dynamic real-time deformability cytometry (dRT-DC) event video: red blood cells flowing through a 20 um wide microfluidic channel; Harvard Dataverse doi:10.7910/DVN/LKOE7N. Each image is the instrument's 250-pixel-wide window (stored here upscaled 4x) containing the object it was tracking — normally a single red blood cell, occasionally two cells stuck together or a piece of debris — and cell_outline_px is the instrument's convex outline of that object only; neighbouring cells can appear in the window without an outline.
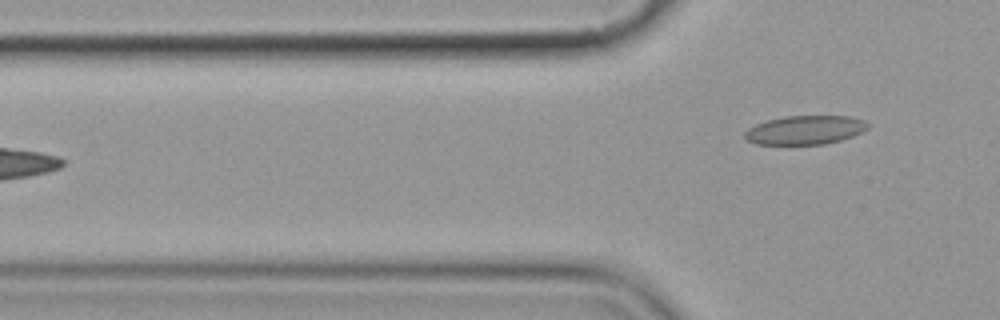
{"species": "common noctule bat (a hibernating species)", "species_latin": "Nyctalus noctula", "temperature_condition": "cold", "stored_images_in_passage": 7, "camera_frame_rate_fps": 3000, "um_per_image_px": 0.085, "animal": {"sex": "female", "body_mass_g": 19.9}, "frame": {"image": 1, "passage_image": 7, "time_ms": 7.667, "image_size_px": [1000, 320], "cell_outline_px": [[868, 128], [852, 136], [840, 140], [824, 144], [756, 144], [748, 140], [744, 136], [744, 132], [748, 128], [756, 124], [768, 120], [784, 116], [848, 116], [864, 120], [868, 124]], "centroid_in_image_um": [68.41, 11.04], "position_along_channel_um": 57.4, "area_um2": 20.52}}